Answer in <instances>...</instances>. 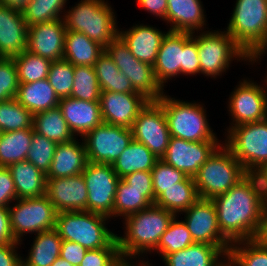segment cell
I'll list each match as a JSON object with an SVG mask.
<instances>
[{"instance_id":"6da1fadb","label":"cell","mask_w":267,"mask_h":266,"mask_svg":"<svg viewBox=\"0 0 267 266\" xmlns=\"http://www.w3.org/2000/svg\"><path fill=\"white\" fill-rule=\"evenodd\" d=\"M212 201L215 204L219 229L231 244L259 238L265 206L243 179Z\"/></svg>"},{"instance_id":"7a4b0ae2","label":"cell","mask_w":267,"mask_h":266,"mask_svg":"<svg viewBox=\"0 0 267 266\" xmlns=\"http://www.w3.org/2000/svg\"><path fill=\"white\" fill-rule=\"evenodd\" d=\"M175 216L164 208L152 205L123 218L125 235H117L122 258L133 261L132 258L142 256L143 253L153 252Z\"/></svg>"},{"instance_id":"3957f363","label":"cell","mask_w":267,"mask_h":266,"mask_svg":"<svg viewBox=\"0 0 267 266\" xmlns=\"http://www.w3.org/2000/svg\"><path fill=\"white\" fill-rule=\"evenodd\" d=\"M233 9L226 32L252 64L261 61L267 51V0H237Z\"/></svg>"},{"instance_id":"277c9868","label":"cell","mask_w":267,"mask_h":266,"mask_svg":"<svg viewBox=\"0 0 267 266\" xmlns=\"http://www.w3.org/2000/svg\"><path fill=\"white\" fill-rule=\"evenodd\" d=\"M64 11L66 30L84 33L104 48L119 35L116 17L105 0H81Z\"/></svg>"},{"instance_id":"5b68a950","label":"cell","mask_w":267,"mask_h":266,"mask_svg":"<svg viewBox=\"0 0 267 266\" xmlns=\"http://www.w3.org/2000/svg\"><path fill=\"white\" fill-rule=\"evenodd\" d=\"M107 220L109 217L90 211L58 212L55 230L62 240L78 243L87 250L105 248L117 237L105 226Z\"/></svg>"},{"instance_id":"8992f818","label":"cell","mask_w":267,"mask_h":266,"mask_svg":"<svg viewBox=\"0 0 267 266\" xmlns=\"http://www.w3.org/2000/svg\"><path fill=\"white\" fill-rule=\"evenodd\" d=\"M156 102L163 108L170 136L191 142L218 141L201 104L177 100L165 93Z\"/></svg>"},{"instance_id":"52a82bcc","label":"cell","mask_w":267,"mask_h":266,"mask_svg":"<svg viewBox=\"0 0 267 266\" xmlns=\"http://www.w3.org/2000/svg\"><path fill=\"white\" fill-rule=\"evenodd\" d=\"M193 178L199 198L212 200L243 179V166L222 143Z\"/></svg>"},{"instance_id":"ba28073f","label":"cell","mask_w":267,"mask_h":266,"mask_svg":"<svg viewBox=\"0 0 267 266\" xmlns=\"http://www.w3.org/2000/svg\"><path fill=\"white\" fill-rule=\"evenodd\" d=\"M192 37L196 40L198 46V55L200 60V73L205 76L216 78L226 72L231 61L251 59L234 42L232 36L226 31H204ZM233 59V60H232Z\"/></svg>"},{"instance_id":"9c48e42d","label":"cell","mask_w":267,"mask_h":266,"mask_svg":"<svg viewBox=\"0 0 267 266\" xmlns=\"http://www.w3.org/2000/svg\"><path fill=\"white\" fill-rule=\"evenodd\" d=\"M14 206H9L12 235L21 243L26 233H35L55 229L57 211L50 199L44 195L36 198L16 199Z\"/></svg>"},{"instance_id":"30bf717a","label":"cell","mask_w":267,"mask_h":266,"mask_svg":"<svg viewBox=\"0 0 267 266\" xmlns=\"http://www.w3.org/2000/svg\"><path fill=\"white\" fill-rule=\"evenodd\" d=\"M223 143L243 167L267 163V119L233 126Z\"/></svg>"},{"instance_id":"8fae6325","label":"cell","mask_w":267,"mask_h":266,"mask_svg":"<svg viewBox=\"0 0 267 266\" xmlns=\"http://www.w3.org/2000/svg\"><path fill=\"white\" fill-rule=\"evenodd\" d=\"M105 51L137 92L150 101H157L162 97L164 88L157 82L153 66L136 59L119 36L105 47Z\"/></svg>"},{"instance_id":"7c38bea8","label":"cell","mask_w":267,"mask_h":266,"mask_svg":"<svg viewBox=\"0 0 267 266\" xmlns=\"http://www.w3.org/2000/svg\"><path fill=\"white\" fill-rule=\"evenodd\" d=\"M82 176L88 190L87 211L113 217L115 194L120 178L112 165L88 161Z\"/></svg>"},{"instance_id":"4fadbf2b","label":"cell","mask_w":267,"mask_h":266,"mask_svg":"<svg viewBox=\"0 0 267 266\" xmlns=\"http://www.w3.org/2000/svg\"><path fill=\"white\" fill-rule=\"evenodd\" d=\"M84 139V140H83ZM133 140L130 128L102 123L83 138L87 160L112 165Z\"/></svg>"},{"instance_id":"5bb4252c","label":"cell","mask_w":267,"mask_h":266,"mask_svg":"<svg viewBox=\"0 0 267 266\" xmlns=\"http://www.w3.org/2000/svg\"><path fill=\"white\" fill-rule=\"evenodd\" d=\"M133 139L144 144L161 159L170 140V132L163 108L156 101H149L139 112L131 128Z\"/></svg>"},{"instance_id":"9a60e30c","label":"cell","mask_w":267,"mask_h":266,"mask_svg":"<svg viewBox=\"0 0 267 266\" xmlns=\"http://www.w3.org/2000/svg\"><path fill=\"white\" fill-rule=\"evenodd\" d=\"M229 97V113L231 114V126L260 122L267 119V90L260 87L252 80L244 79Z\"/></svg>"},{"instance_id":"2e32d148","label":"cell","mask_w":267,"mask_h":266,"mask_svg":"<svg viewBox=\"0 0 267 266\" xmlns=\"http://www.w3.org/2000/svg\"><path fill=\"white\" fill-rule=\"evenodd\" d=\"M184 213L186 215L183 222L195 243H205L219 248L231 247L232 244L219 229L217 212L212 200L199 198Z\"/></svg>"},{"instance_id":"e0dca14e","label":"cell","mask_w":267,"mask_h":266,"mask_svg":"<svg viewBox=\"0 0 267 266\" xmlns=\"http://www.w3.org/2000/svg\"><path fill=\"white\" fill-rule=\"evenodd\" d=\"M219 141L191 142L171 136L168 148L161 158L165 163L194 177L199 168L221 145Z\"/></svg>"},{"instance_id":"ac0fdd59","label":"cell","mask_w":267,"mask_h":266,"mask_svg":"<svg viewBox=\"0 0 267 266\" xmlns=\"http://www.w3.org/2000/svg\"><path fill=\"white\" fill-rule=\"evenodd\" d=\"M149 101L142 93L101 92L99 102L103 123L131 129Z\"/></svg>"},{"instance_id":"d6986e66","label":"cell","mask_w":267,"mask_h":266,"mask_svg":"<svg viewBox=\"0 0 267 266\" xmlns=\"http://www.w3.org/2000/svg\"><path fill=\"white\" fill-rule=\"evenodd\" d=\"M66 26L63 19L29 26L26 50L49 59H63Z\"/></svg>"},{"instance_id":"ffe728a7","label":"cell","mask_w":267,"mask_h":266,"mask_svg":"<svg viewBox=\"0 0 267 266\" xmlns=\"http://www.w3.org/2000/svg\"><path fill=\"white\" fill-rule=\"evenodd\" d=\"M46 196L57 212L87 211L88 190L82 173L47 179Z\"/></svg>"},{"instance_id":"44dd1931","label":"cell","mask_w":267,"mask_h":266,"mask_svg":"<svg viewBox=\"0 0 267 266\" xmlns=\"http://www.w3.org/2000/svg\"><path fill=\"white\" fill-rule=\"evenodd\" d=\"M28 28L21 10L0 4V58H13L26 50Z\"/></svg>"},{"instance_id":"7402d4cb","label":"cell","mask_w":267,"mask_h":266,"mask_svg":"<svg viewBox=\"0 0 267 266\" xmlns=\"http://www.w3.org/2000/svg\"><path fill=\"white\" fill-rule=\"evenodd\" d=\"M184 32L169 31L163 38L153 65L157 82L163 88L172 77L183 74Z\"/></svg>"},{"instance_id":"603a6c76","label":"cell","mask_w":267,"mask_h":266,"mask_svg":"<svg viewBox=\"0 0 267 266\" xmlns=\"http://www.w3.org/2000/svg\"><path fill=\"white\" fill-rule=\"evenodd\" d=\"M58 107L74 136L83 138L90 130L103 123L99 101L62 98Z\"/></svg>"},{"instance_id":"cb8c5ba5","label":"cell","mask_w":267,"mask_h":266,"mask_svg":"<svg viewBox=\"0 0 267 266\" xmlns=\"http://www.w3.org/2000/svg\"><path fill=\"white\" fill-rule=\"evenodd\" d=\"M168 32L169 30L165 33L149 25L136 24L127 31L119 30L118 36L128 46L136 59L153 66L162 40Z\"/></svg>"},{"instance_id":"d4e9b609","label":"cell","mask_w":267,"mask_h":266,"mask_svg":"<svg viewBox=\"0 0 267 266\" xmlns=\"http://www.w3.org/2000/svg\"><path fill=\"white\" fill-rule=\"evenodd\" d=\"M71 141L57 144L47 179L66 178L83 172L88 162L84 141Z\"/></svg>"},{"instance_id":"484cf974","label":"cell","mask_w":267,"mask_h":266,"mask_svg":"<svg viewBox=\"0 0 267 266\" xmlns=\"http://www.w3.org/2000/svg\"><path fill=\"white\" fill-rule=\"evenodd\" d=\"M229 250L230 248L194 243L185 249L167 254L162 260L166 266H225L228 263Z\"/></svg>"},{"instance_id":"4316f807","label":"cell","mask_w":267,"mask_h":266,"mask_svg":"<svg viewBox=\"0 0 267 266\" xmlns=\"http://www.w3.org/2000/svg\"><path fill=\"white\" fill-rule=\"evenodd\" d=\"M204 14L200 0H168L166 22L171 24L169 31L202 32L206 25Z\"/></svg>"},{"instance_id":"83f0119b","label":"cell","mask_w":267,"mask_h":266,"mask_svg":"<svg viewBox=\"0 0 267 266\" xmlns=\"http://www.w3.org/2000/svg\"><path fill=\"white\" fill-rule=\"evenodd\" d=\"M17 199L36 198L46 195L47 177L31 162L23 160L10 165Z\"/></svg>"},{"instance_id":"f1b7e54d","label":"cell","mask_w":267,"mask_h":266,"mask_svg":"<svg viewBox=\"0 0 267 266\" xmlns=\"http://www.w3.org/2000/svg\"><path fill=\"white\" fill-rule=\"evenodd\" d=\"M63 59L73 66H94L105 48L87 35L72 30L65 34Z\"/></svg>"},{"instance_id":"f546056e","label":"cell","mask_w":267,"mask_h":266,"mask_svg":"<svg viewBox=\"0 0 267 266\" xmlns=\"http://www.w3.org/2000/svg\"><path fill=\"white\" fill-rule=\"evenodd\" d=\"M15 99L33 115L58 107L60 101L48 79L20 83Z\"/></svg>"},{"instance_id":"4dcf8cb0","label":"cell","mask_w":267,"mask_h":266,"mask_svg":"<svg viewBox=\"0 0 267 266\" xmlns=\"http://www.w3.org/2000/svg\"><path fill=\"white\" fill-rule=\"evenodd\" d=\"M159 159L141 142L132 140L112 167L120 179L138 171H151Z\"/></svg>"},{"instance_id":"1f68e13d","label":"cell","mask_w":267,"mask_h":266,"mask_svg":"<svg viewBox=\"0 0 267 266\" xmlns=\"http://www.w3.org/2000/svg\"><path fill=\"white\" fill-rule=\"evenodd\" d=\"M62 239L53 229L36 234L28 256L22 258V266H51L60 257Z\"/></svg>"},{"instance_id":"d6a6232c","label":"cell","mask_w":267,"mask_h":266,"mask_svg":"<svg viewBox=\"0 0 267 266\" xmlns=\"http://www.w3.org/2000/svg\"><path fill=\"white\" fill-rule=\"evenodd\" d=\"M199 195L196 189L193 177H188L185 181H181L167 188L161 193L154 202V205L164 208L177 216L182 214L191 207L197 200Z\"/></svg>"},{"instance_id":"836d02e7","label":"cell","mask_w":267,"mask_h":266,"mask_svg":"<svg viewBox=\"0 0 267 266\" xmlns=\"http://www.w3.org/2000/svg\"><path fill=\"white\" fill-rule=\"evenodd\" d=\"M34 132L57 144L71 141L74 134L64 119L61 109L55 107L33 115Z\"/></svg>"},{"instance_id":"e575fe53","label":"cell","mask_w":267,"mask_h":266,"mask_svg":"<svg viewBox=\"0 0 267 266\" xmlns=\"http://www.w3.org/2000/svg\"><path fill=\"white\" fill-rule=\"evenodd\" d=\"M33 128L1 132L0 134V167L26 160L31 147Z\"/></svg>"},{"instance_id":"d590c367","label":"cell","mask_w":267,"mask_h":266,"mask_svg":"<svg viewBox=\"0 0 267 266\" xmlns=\"http://www.w3.org/2000/svg\"><path fill=\"white\" fill-rule=\"evenodd\" d=\"M94 69L101 92L139 93L133 88L130 80L120 72L106 51L98 57Z\"/></svg>"},{"instance_id":"8d00e7d4","label":"cell","mask_w":267,"mask_h":266,"mask_svg":"<svg viewBox=\"0 0 267 266\" xmlns=\"http://www.w3.org/2000/svg\"><path fill=\"white\" fill-rule=\"evenodd\" d=\"M228 263L231 266H267V244L259 238L235 242L230 247Z\"/></svg>"},{"instance_id":"74e56055","label":"cell","mask_w":267,"mask_h":266,"mask_svg":"<svg viewBox=\"0 0 267 266\" xmlns=\"http://www.w3.org/2000/svg\"><path fill=\"white\" fill-rule=\"evenodd\" d=\"M153 204L145 197V190H136L120 179L114 200V217H127Z\"/></svg>"},{"instance_id":"f35d334b","label":"cell","mask_w":267,"mask_h":266,"mask_svg":"<svg viewBox=\"0 0 267 266\" xmlns=\"http://www.w3.org/2000/svg\"><path fill=\"white\" fill-rule=\"evenodd\" d=\"M19 83H32L47 79L52 61L27 50L13 57Z\"/></svg>"},{"instance_id":"ab89813d","label":"cell","mask_w":267,"mask_h":266,"mask_svg":"<svg viewBox=\"0 0 267 266\" xmlns=\"http://www.w3.org/2000/svg\"><path fill=\"white\" fill-rule=\"evenodd\" d=\"M33 128V114L15 98L0 102L1 132Z\"/></svg>"},{"instance_id":"60d3db41","label":"cell","mask_w":267,"mask_h":266,"mask_svg":"<svg viewBox=\"0 0 267 266\" xmlns=\"http://www.w3.org/2000/svg\"><path fill=\"white\" fill-rule=\"evenodd\" d=\"M194 243L185 223L182 220L178 221L175 216L154 251L161 254L163 259L167 254L185 249Z\"/></svg>"},{"instance_id":"b9f144b4","label":"cell","mask_w":267,"mask_h":266,"mask_svg":"<svg viewBox=\"0 0 267 266\" xmlns=\"http://www.w3.org/2000/svg\"><path fill=\"white\" fill-rule=\"evenodd\" d=\"M67 1L68 0H31L22 10V14L28 26L63 19V16L60 14H64L62 10Z\"/></svg>"},{"instance_id":"7bdbcfd3","label":"cell","mask_w":267,"mask_h":266,"mask_svg":"<svg viewBox=\"0 0 267 266\" xmlns=\"http://www.w3.org/2000/svg\"><path fill=\"white\" fill-rule=\"evenodd\" d=\"M101 90L94 66H75L70 97L84 101H99Z\"/></svg>"},{"instance_id":"ee69618b","label":"cell","mask_w":267,"mask_h":266,"mask_svg":"<svg viewBox=\"0 0 267 266\" xmlns=\"http://www.w3.org/2000/svg\"><path fill=\"white\" fill-rule=\"evenodd\" d=\"M74 69L69 61H52L47 79L59 99L68 98L74 84Z\"/></svg>"},{"instance_id":"f6af8a7d","label":"cell","mask_w":267,"mask_h":266,"mask_svg":"<svg viewBox=\"0 0 267 266\" xmlns=\"http://www.w3.org/2000/svg\"><path fill=\"white\" fill-rule=\"evenodd\" d=\"M56 146V142L37 134L33 129L31 147L28 151L26 160L47 174L54 157Z\"/></svg>"},{"instance_id":"bcb514c9","label":"cell","mask_w":267,"mask_h":266,"mask_svg":"<svg viewBox=\"0 0 267 266\" xmlns=\"http://www.w3.org/2000/svg\"><path fill=\"white\" fill-rule=\"evenodd\" d=\"M153 180L154 202L155 199L167 188L175 186L176 183L185 181L189 176L184 172L170 166L159 159L151 170Z\"/></svg>"},{"instance_id":"7dc6e473","label":"cell","mask_w":267,"mask_h":266,"mask_svg":"<svg viewBox=\"0 0 267 266\" xmlns=\"http://www.w3.org/2000/svg\"><path fill=\"white\" fill-rule=\"evenodd\" d=\"M122 260L116 237L105 248L88 250L79 266H119Z\"/></svg>"},{"instance_id":"c3c4849f","label":"cell","mask_w":267,"mask_h":266,"mask_svg":"<svg viewBox=\"0 0 267 266\" xmlns=\"http://www.w3.org/2000/svg\"><path fill=\"white\" fill-rule=\"evenodd\" d=\"M19 84L14 59L0 58V102L16 98Z\"/></svg>"},{"instance_id":"681fc988","label":"cell","mask_w":267,"mask_h":266,"mask_svg":"<svg viewBox=\"0 0 267 266\" xmlns=\"http://www.w3.org/2000/svg\"><path fill=\"white\" fill-rule=\"evenodd\" d=\"M243 180L261 204L267 206V174L264 170L261 167H243Z\"/></svg>"},{"instance_id":"f907efd6","label":"cell","mask_w":267,"mask_h":266,"mask_svg":"<svg viewBox=\"0 0 267 266\" xmlns=\"http://www.w3.org/2000/svg\"><path fill=\"white\" fill-rule=\"evenodd\" d=\"M200 74V60L198 55V46L192 33L184 32V58L183 74Z\"/></svg>"},{"instance_id":"816d5d0a","label":"cell","mask_w":267,"mask_h":266,"mask_svg":"<svg viewBox=\"0 0 267 266\" xmlns=\"http://www.w3.org/2000/svg\"><path fill=\"white\" fill-rule=\"evenodd\" d=\"M130 188L145 190V197L154 205V191L151 171H136L122 178Z\"/></svg>"},{"instance_id":"f5cc1de1","label":"cell","mask_w":267,"mask_h":266,"mask_svg":"<svg viewBox=\"0 0 267 266\" xmlns=\"http://www.w3.org/2000/svg\"><path fill=\"white\" fill-rule=\"evenodd\" d=\"M17 199L12 174L8 167H0V207L8 208Z\"/></svg>"},{"instance_id":"db71d44e","label":"cell","mask_w":267,"mask_h":266,"mask_svg":"<svg viewBox=\"0 0 267 266\" xmlns=\"http://www.w3.org/2000/svg\"><path fill=\"white\" fill-rule=\"evenodd\" d=\"M87 251L78 243L62 240L60 257L72 265L79 266Z\"/></svg>"},{"instance_id":"11a10c76","label":"cell","mask_w":267,"mask_h":266,"mask_svg":"<svg viewBox=\"0 0 267 266\" xmlns=\"http://www.w3.org/2000/svg\"><path fill=\"white\" fill-rule=\"evenodd\" d=\"M19 242L0 244V266H22V257L17 254Z\"/></svg>"},{"instance_id":"9f6ffc18","label":"cell","mask_w":267,"mask_h":266,"mask_svg":"<svg viewBox=\"0 0 267 266\" xmlns=\"http://www.w3.org/2000/svg\"><path fill=\"white\" fill-rule=\"evenodd\" d=\"M136 2L141 8L166 21L168 0H137Z\"/></svg>"},{"instance_id":"6f0895ef","label":"cell","mask_w":267,"mask_h":266,"mask_svg":"<svg viewBox=\"0 0 267 266\" xmlns=\"http://www.w3.org/2000/svg\"><path fill=\"white\" fill-rule=\"evenodd\" d=\"M16 242L10 226L9 211L6 207H0V244Z\"/></svg>"},{"instance_id":"680465c9","label":"cell","mask_w":267,"mask_h":266,"mask_svg":"<svg viewBox=\"0 0 267 266\" xmlns=\"http://www.w3.org/2000/svg\"><path fill=\"white\" fill-rule=\"evenodd\" d=\"M31 0H0V4L17 10H23Z\"/></svg>"},{"instance_id":"91938a15","label":"cell","mask_w":267,"mask_h":266,"mask_svg":"<svg viewBox=\"0 0 267 266\" xmlns=\"http://www.w3.org/2000/svg\"><path fill=\"white\" fill-rule=\"evenodd\" d=\"M259 239L267 244V206L264 207L263 227Z\"/></svg>"},{"instance_id":"94428289","label":"cell","mask_w":267,"mask_h":266,"mask_svg":"<svg viewBox=\"0 0 267 266\" xmlns=\"http://www.w3.org/2000/svg\"><path fill=\"white\" fill-rule=\"evenodd\" d=\"M133 263V264H132ZM135 264V261L134 262H131V261H129V259L127 260V259H124V266H150V264L148 263V261L146 262V261H144L143 262V260L140 262H138V265H137V263H136V265H134Z\"/></svg>"},{"instance_id":"6125c7cd","label":"cell","mask_w":267,"mask_h":266,"mask_svg":"<svg viewBox=\"0 0 267 266\" xmlns=\"http://www.w3.org/2000/svg\"><path fill=\"white\" fill-rule=\"evenodd\" d=\"M71 265L72 264H70L66 260H63L61 257H58L51 266H71Z\"/></svg>"},{"instance_id":"be15d7a7","label":"cell","mask_w":267,"mask_h":266,"mask_svg":"<svg viewBox=\"0 0 267 266\" xmlns=\"http://www.w3.org/2000/svg\"><path fill=\"white\" fill-rule=\"evenodd\" d=\"M261 168L264 170V172L267 174V163L263 164Z\"/></svg>"},{"instance_id":"e7e4bbea","label":"cell","mask_w":267,"mask_h":266,"mask_svg":"<svg viewBox=\"0 0 267 266\" xmlns=\"http://www.w3.org/2000/svg\"><path fill=\"white\" fill-rule=\"evenodd\" d=\"M119 266H124V259L122 260Z\"/></svg>"}]
</instances>
